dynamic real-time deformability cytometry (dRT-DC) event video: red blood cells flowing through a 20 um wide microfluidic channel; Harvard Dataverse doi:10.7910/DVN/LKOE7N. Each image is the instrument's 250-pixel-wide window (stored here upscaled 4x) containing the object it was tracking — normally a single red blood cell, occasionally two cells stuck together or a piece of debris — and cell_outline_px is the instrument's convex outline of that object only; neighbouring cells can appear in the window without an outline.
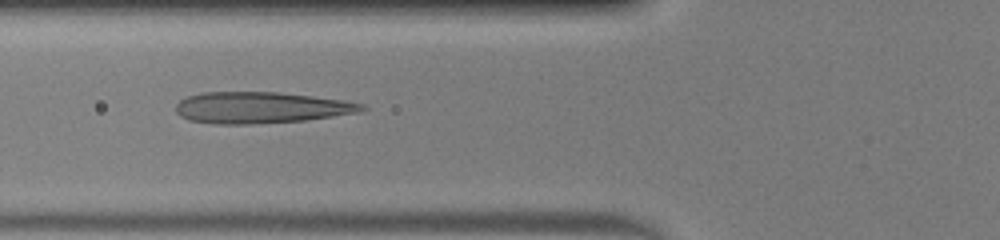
{"species": "human", "species_latin": "Homo sapiens", "temperature_condition": "warm", "stored_images_in_passage": 47, "camera_frame_rate_fps": 3000, "um_per_image_px": 0.085, "donor": {"sex": "male"}, "frame": {"image": 1, "passage_image": 18, "time_ms": 5.667, "image_size_px": [1000, 240], "cell_outline_px": [[368, 108], [360, 112], [304, 120], [252, 124], [212, 124], [188, 120], [180, 116], [176, 112], [176, 104], [180, 100], [188, 96], [200, 92], [280, 92], [344, 100], [364, 104]], "centroid_in_image_um": [22.15, 9.14], "position_along_channel_um": 103.7, "area_um2": 34.1}}
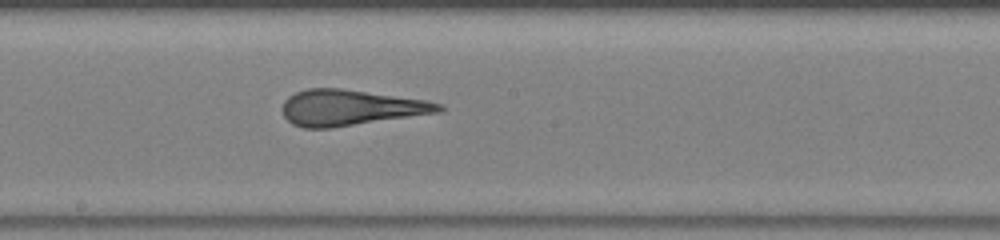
{"frame": {"image": 2, "passage_image": 26, "time_ms": 8.333, "image_size_px": [1000, 240], "cell_outline_px": [[444, 108], [440, 112], [332, 128], [304, 128], [292, 124], [284, 116], [284, 100], [288, 96], [296, 92], [308, 88], [340, 88], [428, 100], [444, 104]], "centroid_in_image_um": [29.81, 9.15], "position_along_channel_um": 218.4, "area_um2": 32.6}}
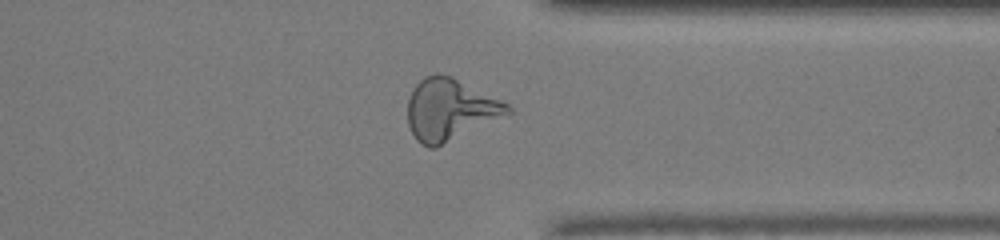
{"frame": {"image": 3, "passage_image": 37, "time_ms": 12.0, "image_size_px": [1000, 240], "cell_outline_px": [[512, 112], [436, 148], [428, 148], [420, 144], [416, 140], [408, 124], [408, 100], [416, 84], [424, 76], [436, 72], [452, 76], [508, 104], [512, 108]], "centroid_in_image_um": [38.22, 9.32], "position_along_channel_um": 373.2, "area_um2": 35.72}, "authors_computed_cell_mechanics": {"area_um2": 34.3332, "velocity_mm_per_s": 4.3029, "shape_relaxation_time_tau1_ms": null, "shape_relaxation_time_tau2_ms": 1.1682, "deformation_change_tau1": null, "deformation_change_tau2": 0.1203}}